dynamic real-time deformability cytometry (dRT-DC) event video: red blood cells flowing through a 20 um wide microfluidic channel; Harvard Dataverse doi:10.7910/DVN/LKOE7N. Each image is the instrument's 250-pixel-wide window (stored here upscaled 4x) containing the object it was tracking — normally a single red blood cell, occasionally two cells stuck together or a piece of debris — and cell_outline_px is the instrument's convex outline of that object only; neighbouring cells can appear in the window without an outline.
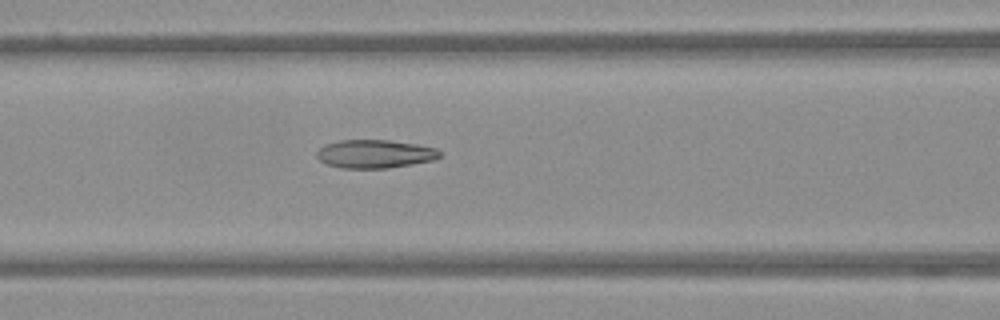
{"species": "Egyptian fruit bat (a non-hibernating species)", "species_latin": "Rousettus aegyptiacus", "temperature_condition": "warm", "stored_images_in_passage": 42, "camera_frame_rate_fps": 3000, "um_per_image_px": 0.085, "frame": {"image": 1, "passage_image": 11, "time_ms": 3.333, "image_size_px": [1000, 320], "cell_outline_px": [[440, 156], [432, 160], [412, 164], [388, 168], [340, 168], [328, 164], [320, 160], [316, 156], [316, 152], [324, 144], [340, 140], [388, 140], [416, 144], [436, 148], [440, 152]], "centroid_in_image_um": [31.83, 13.08], "position_along_channel_um": 134.8, "area_um2": 20.23}}
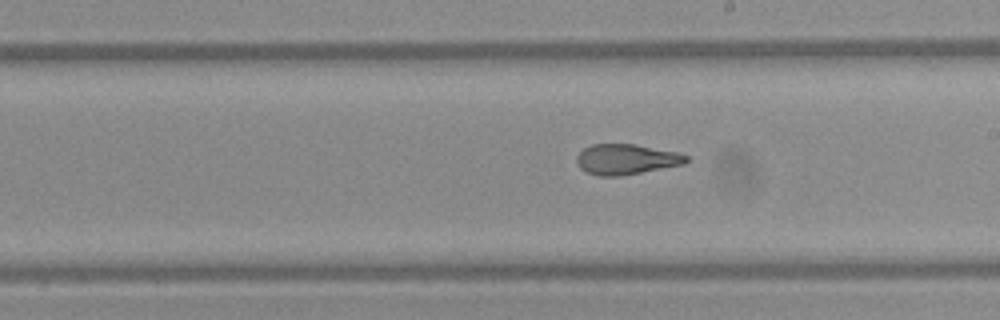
{"frame": {"image": 2, "passage_image": 19, "time_ms": 6.0, "image_size_px": [1000, 320], "cell_outline_px": [[688, 160], [684, 164], [620, 176], [600, 176], [588, 172], [580, 168], [576, 164], [576, 156], [584, 148], [592, 144], [636, 144], [676, 152], [688, 156]], "centroid_in_image_um": [53.2, 13.53], "position_along_channel_um": 235.8, "area_um2": 19.31}}
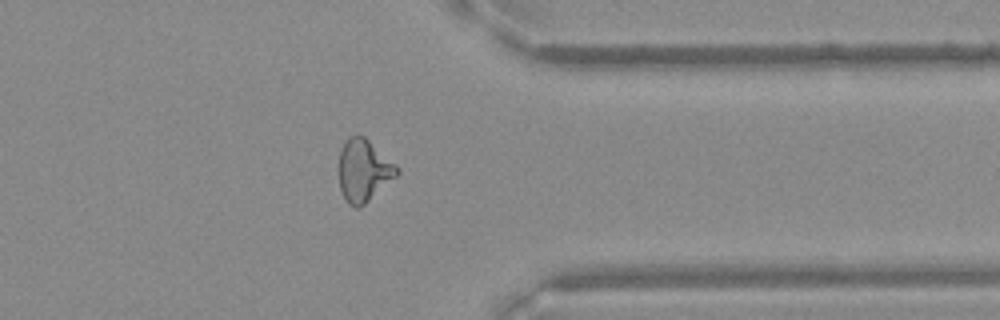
{"frame": {"image": 3, "passage_image": 31, "time_ms": 10.0, "image_size_px": [1000, 320], "cell_outline_px": [[400, 172], [396, 176], [360, 208], [356, 208], [348, 204], [340, 188], [340, 148], [348, 136], [356, 132], [364, 136], [396, 164], [400, 168]], "centroid_in_image_um": [30.91, 14.45], "position_along_channel_um": 380.5, "area_um2": 21.04}}